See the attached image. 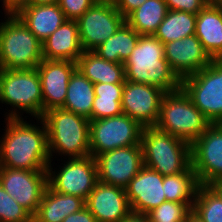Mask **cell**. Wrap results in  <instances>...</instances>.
Listing matches in <instances>:
<instances>
[{
	"instance_id": "9a60e30c",
	"label": "cell",
	"mask_w": 222,
	"mask_h": 222,
	"mask_svg": "<svg viewBox=\"0 0 222 222\" xmlns=\"http://www.w3.org/2000/svg\"><path fill=\"white\" fill-rule=\"evenodd\" d=\"M166 92L159 87L125 80L121 99L123 114L142 127L155 126Z\"/></svg>"
},
{
	"instance_id": "e575fe53",
	"label": "cell",
	"mask_w": 222,
	"mask_h": 222,
	"mask_svg": "<svg viewBox=\"0 0 222 222\" xmlns=\"http://www.w3.org/2000/svg\"><path fill=\"white\" fill-rule=\"evenodd\" d=\"M169 10L198 14L207 4L206 0H164Z\"/></svg>"
},
{
	"instance_id": "4dcf8cb0",
	"label": "cell",
	"mask_w": 222,
	"mask_h": 222,
	"mask_svg": "<svg viewBox=\"0 0 222 222\" xmlns=\"http://www.w3.org/2000/svg\"><path fill=\"white\" fill-rule=\"evenodd\" d=\"M192 209L186 203L164 201L147 213L151 222L186 221Z\"/></svg>"
},
{
	"instance_id": "8d00e7d4",
	"label": "cell",
	"mask_w": 222,
	"mask_h": 222,
	"mask_svg": "<svg viewBox=\"0 0 222 222\" xmlns=\"http://www.w3.org/2000/svg\"><path fill=\"white\" fill-rule=\"evenodd\" d=\"M146 0H118L116 9L126 18L132 11L142 5Z\"/></svg>"
},
{
	"instance_id": "60d3db41",
	"label": "cell",
	"mask_w": 222,
	"mask_h": 222,
	"mask_svg": "<svg viewBox=\"0 0 222 222\" xmlns=\"http://www.w3.org/2000/svg\"><path fill=\"white\" fill-rule=\"evenodd\" d=\"M222 200V180H218L208 185Z\"/></svg>"
},
{
	"instance_id": "ac0fdd59",
	"label": "cell",
	"mask_w": 222,
	"mask_h": 222,
	"mask_svg": "<svg viewBox=\"0 0 222 222\" xmlns=\"http://www.w3.org/2000/svg\"><path fill=\"white\" fill-rule=\"evenodd\" d=\"M97 222H120L132 210L124 188L100 181L85 201Z\"/></svg>"
},
{
	"instance_id": "f546056e",
	"label": "cell",
	"mask_w": 222,
	"mask_h": 222,
	"mask_svg": "<svg viewBox=\"0 0 222 222\" xmlns=\"http://www.w3.org/2000/svg\"><path fill=\"white\" fill-rule=\"evenodd\" d=\"M192 211L204 222H222V200L207 185L198 187Z\"/></svg>"
},
{
	"instance_id": "4fadbf2b",
	"label": "cell",
	"mask_w": 222,
	"mask_h": 222,
	"mask_svg": "<svg viewBox=\"0 0 222 222\" xmlns=\"http://www.w3.org/2000/svg\"><path fill=\"white\" fill-rule=\"evenodd\" d=\"M47 185V171L0 167V186L32 216L39 208Z\"/></svg>"
},
{
	"instance_id": "484cf974",
	"label": "cell",
	"mask_w": 222,
	"mask_h": 222,
	"mask_svg": "<svg viewBox=\"0 0 222 222\" xmlns=\"http://www.w3.org/2000/svg\"><path fill=\"white\" fill-rule=\"evenodd\" d=\"M138 34L126 21L116 33L93 50L99 57L113 63H124L138 43Z\"/></svg>"
},
{
	"instance_id": "83f0119b",
	"label": "cell",
	"mask_w": 222,
	"mask_h": 222,
	"mask_svg": "<svg viewBox=\"0 0 222 222\" xmlns=\"http://www.w3.org/2000/svg\"><path fill=\"white\" fill-rule=\"evenodd\" d=\"M199 186L200 183L192 165L184 172L164 176L166 201L186 203L191 209Z\"/></svg>"
},
{
	"instance_id": "3957f363",
	"label": "cell",
	"mask_w": 222,
	"mask_h": 222,
	"mask_svg": "<svg viewBox=\"0 0 222 222\" xmlns=\"http://www.w3.org/2000/svg\"><path fill=\"white\" fill-rule=\"evenodd\" d=\"M47 130L50 159L57 153L68 158L90 156V120L84 116L54 108L41 118Z\"/></svg>"
},
{
	"instance_id": "836d02e7",
	"label": "cell",
	"mask_w": 222,
	"mask_h": 222,
	"mask_svg": "<svg viewBox=\"0 0 222 222\" xmlns=\"http://www.w3.org/2000/svg\"><path fill=\"white\" fill-rule=\"evenodd\" d=\"M95 2L93 0H59L58 5L67 19L77 20Z\"/></svg>"
},
{
	"instance_id": "4316f807",
	"label": "cell",
	"mask_w": 222,
	"mask_h": 222,
	"mask_svg": "<svg viewBox=\"0 0 222 222\" xmlns=\"http://www.w3.org/2000/svg\"><path fill=\"white\" fill-rule=\"evenodd\" d=\"M168 10L164 0H146L125 21L140 35H154Z\"/></svg>"
},
{
	"instance_id": "ab89813d",
	"label": "cell",
	"mask_w": 222,
	"mask_h": 222,
	"mask_svg": "<svg viewBox=\"0 0 222 222\" xmlns=\"http://www.w3.org/2000/svg\"><path fill=\"white\" fill-rule=\"evenodd\" d=\"M120 222H151L147 214L131 212L124 217Z\"/></svg>"
},
{
	"instance_id": "ee69618b",
	"label": "cell",
	"mask_w": 222,
	"mask_h": 222,
	"mask_svg": "<svg viewBox=\"0 0 222 222\" xmlns=\"http://www.w3.org/2000/svg\"><path fill=\"white\" fill-rule=\"evenodd\" d=\"M95 3H107L115 5L118 0H93Z\"/></svg>"
},
{
	"instance_id": "e0dca14e",
	"label": "cell",
	"mask_w": 222,
	"mask_h": 222,
	"mask_svg": "<svg viewBox=\"0 0 222 222\" xmlns=\"http://www.w3.org/2000/svg\"><path fill=\"white\" fill-rule=\"evenodd\" d=\"M164 54L171 69L181 80L213 61L195 35L164 44Z\"/></svg>"
},
{
	"instance_id": "cb8c5ba5",
	"label": "cell",
	"mask_w": 222,
	"mask_h": 222,
	"mask_svg": "<svg viewBox=\"0 0 222 222\" xmlns=\"http://www.w3.org/2000/svg\"><path fill=\"white\" fill-rule=\"evenodd\" d=\"M77 69L95 83H125L123 63L109 62L93 51H84L77 60Z\"/></svg>"
},
{
	"instance_id": "ba28073f",
	"label": "cell",
	"mask_w": 222,
	"mask_h": 222,
	"mask_svg": "<svg viewBox=\"0 0 222 222\" xmlns=\"http://www.w3.org/2000/svg\"><path fill=\"white\" fill-rule=\"evenodd\" d=\"M181 87L211 124L222 120V59L184 77Z\"/></svg>"
},
{
	"instance_id": "b9f144b4",
	"label": "cell",
	"mask_w": 222,
	"mask_h": 222,
	"mask_svg": "<svg viewBox=\"0 0 222 222\" xmlns=\"http://www.w3.org/2000/svg\"><path fill=\"white\" fill-rule=\"evenodd\" d=\"M185 222H204L198 215H196L193 211H191L187 217Z\"/></svg>"
},
{
	"instance_id": "f35d334b",
	"label": "cell",
	"mask_w": 222,
	"mask_h": 222,
	"mask_svg": "<svg viewBox=\"0 0 222 222\" xmlns=\"http://www.w3.org/2000/svg\"><path fill=\"white\" fill-rule=\"evenodd\" d=\"M6 15H16L22 8L30 5V0H1Z\"/></svg>"
},
{
	"instance_id": "d4e9b609",
	"label": "cell",
	"mask_w": 222,
	"mask_h": 222,
	"mask_svg": "<svg viewBox=\"0 0 222 222\" xmlns=\"http://www.w3.org/2000/svg\"><path fill=\"white\" fill-rule=\"evenodd\" d=\"M94 98V84L76 68L70 76L62 109L84 116L91 121Z\"/></svg>"
},
{
	"instance_id": "5bb4252c",
	"label": "cell",
	"mask_w": 222,
	"mask_h": 222,
	"mask_svg": "<svg viewBox=\"0 0 222 222\" xmlns=\"http://www.w3.org/2000/svg\"><path fill=\"white\" fill-rule=\"evenodd\" d=\"M192 167L200 185L222 180V129L211 124L191 144Z\"/></svg>"
},
{
	"instance_id": "d6a6232c",
	"label": "cell",
	"mask_w": 222,
	"mask_h": 222,
	"mask_svg": "<svg viewBox=\"0 0 222 222\" xmlns=\"http://www.w3.org/2000/svg\"><path fill=\"white\" fill-rule=\"evenodd\" d=\"M121 99H107L95 96L91 111V120L122 114Z\"/></svg>"
},
{
	"instance_id": "6da1fadb",
	"label": "cell",
	"mask_w": 222,
	"mask_h": 222,
	"mask_svg": "<svg viewBox=\"0 0 222 222\" xmlns=\"http://www.w3.org/2000/svg\"><path fill=\"white\" fill-rule=\"evenodd\" d=\"M5 119L6 131L0 140V167L47 171L52 159L43 120L37 118L41 126H36L24 121V118Z\"/></svg>"
},
{
	"instance_id": "7a4b0ae2",
	"label": "cell",
	"mask_w": 222,
	"mask_h": 222,
	"mask_svg": "<svg viewBox=\"0 0 222 222\" xmlns=\"http://www.w3.org/2000/svg\"><path fill=\"white\" fill-rule=\"evenodd\" d=\"M123 64L127 81L153 85L165 92L181 88L182 80L165 59L164 44L153 35H140Z\"/></svg>"
},
{
	"instance_id": "603a6c76",
	"label": "cell",
	"mask_w": 222,
	"mask_h": 222,
	"mask_svg": "<svg viewBox=\"0 0 222 222\" xmlns=\"http://www.w3.org/2000/svg\"><path fill=\"white\" fill-rule=\"evenodd\" d=\"M85 207L83 198L61 194L47 185L33 222H62L66 216Z\"/></svg>"
},
{
	"instance_id": "8fae6325",
	"label": "cell",
	"mask_w": 222,
	"mask_h": 222,
	"mask_svg": "<svg viewBox=\"0 0 222 222\" xmlns=\"http://www.w3.org/2000/svg\"><path fill=\"white\" fill-rule=\"evenodd\" d=\"M79 38L84 51H93L125 22L113 4L94 3L77 20Z\"/></svg>"
},
{
	"instance_id": "2e32d148",
	"label": "cell",
	"mask_w": 222,
	"mask_h": 222,
	"mask_svg": "<svg viewBox=\"0 0 222 222\" xmlns=\"http://www.w3.org/2000/svg\"><path fill=\"white\" fill-rule=\"evenodd\" d=\"M36 68L42 88V115L51 109L62 108L67 95L68 82L77 68V63L43 59Z\"/></svg>"
},
{
	"instance_id": "7c38bea8",
	"label": "cell",
	"mask_w": 222,
	"mask_h": 222,
	"mask_svg": "<svg viewBox=\"0 0 222 222\" xmlns=\"http://www.w3.org/2000/svg\"><path fill=\"white\" fill-rule=\"evenodd\" d=\"M95 161L98 181L124 189L144 166L141 144L104 152Z\"/></svg>"
},
{
	"instance_id": "7402d4cb",
	"label": "cell",
	"mask_w": 222,
	"mask_h": 222,
	"mask_svg": "<svg viewBox=\"0 0 222 222\" xmlns=\"http://www.w3.org/2000/svg\"><path fill=\"white\" fill-rule=\"evenodd\" d=\"M195 36L213 60H221L222 9L208 3L197 14Z\"/></svg>"
},
{
	"instance_id": "5b68a950",
	"label": "cell",
	"mask_w": 222,
	"mask_h": 222,
	"mask_svg": "<svg viewBox=\"0 0 222 222\" xmlns=\"http://www.w3.org/2000/svg\"><path fill=\"white\" fill-rule=\"evenodd\" d=\"M210 125L182 87L164 94L156 128L191 145Z\"/></svg>"
},
{
	"instance_id": "277c9868",
	"label": "cell",
	"mask_w": 222,
	"mask_h": 222,
	"mask_svg": "<svg viewBox=\"0 0 222 222\" xmlns=\"http://www.w3.org/2000/svg\"><path fill=\"white\" fill-rule=\"evenodd\" d=\"M140 144L144 166L163 176L184 172L192 165L191 145L155 126L143 127Z\"/></svg>"
},
{
	"instance_id": "30bf717a",
	"label": "cell",
	"mask_w": 222,
	"mask_h": 222,
	"mask_svg": "<svg viewBox=\"0 0 222 222\" xmlns=\"http://www.w3.org/2000/svg\"><path fill=\"white\" fill-rule=\"evenodd\" d=\"M51 162L48 165V185L56 192L83 198L85 201L98 182L97 165L93 156L83 158H68L52 171Z\"/></svg>"
},
{
	"instance_id": "1f68e13d",
	"label": "cell",
	"mask_w": 222,
	"mask_h": 222,
	"mask_svg": "<svg viewBox=\"0 0 222 222\" xmlns=\"http://www.w3.org/2000/svg\"><path fill=\"white\" fill-rule=\"evenodd\" d=\"M0 222H33V216L0 186Z\"/></svg>"
},
{
	"instance_id": "52a82bcc",
	"label": "cell",
	"mask_w": 222,
	"mask_h": 222,
	"mask_svg": "<svg viewBox=\"0 0 222 222\" xmlns=\"http://www.w3.org/2000/svg\"><path fill=\"white\" fill-rule=\"evenodd\" d=\"M0 102L12 106L6 118H22L24 112L35 119L42 118L43 98L37 68L0 69Z\"/></svg>"
},
{
	"instance_id": "9c48e42d",
	"label": "cell",
	"mask_w": 222,
	"mask_h": 222,
	"mask_svg": "<svg viewBox=\"0 0 222 222\" xmlns=\"http://www.w3.org/2000/svg\"><path fill=\"white\" fill-rule=\"evenodd\" d=\"M143 127L126 114L90 121V155L140 145Z\"/></svg>"
},
{
	"instance_id": "7bdbcfd3",
	"label": "cell",
	"mask_w": 222,
	"mask_h": 222,
	"mask_svg": "<svg viewBox=\"0 0 222 222\" xmlns=\"http://www.w3.org/2000/svg\"><path fill=\"white\" fill-rule=\"evenodd\" d=\"M59 0H30V4L33 5H44V4H55Z\"/></svg>"
},
{
	"instance_id": "bcb514c9",
	"label": "cell",
	"mask_w": 222,
	"mask_h": 222,
	"mask_svg": "<svg viewBox=\"0 0 222 222\" xmlns=\"http://www.w3.org/2000/svg\"><path fill=\"white\" fill-rule=\"evenodd\" d=\"M222 129V120L216 123Z\"/></svg>"
},
{
	"instance_id": "f6af8a7d",
	"label": "cell",
	"mask_w": 222,
	"mask_h": 222,
	"mask_svg": "<svg viewBox=\"0 0 222 222\" xmlns=\"http://www.w3.org/2000/svg\"><path fill=\"white\" fill-rule=\"evenodd\" d=\"M211 4L222 9V0H213Z\"/></svg>"
},
{
	"instance_id": "f1b7e54d",
	"label": "cell",
	"mask_w": 222,
	"mask_h": 222,
	"mask_svg": "<svg viewBox=\"0 0 222 222\" xmlns=\"http://www.w3.org/2000/svg\"><path fill=\"white\" fill-rule=\"evenodd\" d=\"M196 18V14L168 10L167 15L153 36L163 44H166L175 40H181L190 35H195Z\"/></svg>"
},
{
	"instance_id": "ffe728a7",
	"label": "cell",
	"mask_w": 222,
	"mask_h": 222,
	"mask_svg": "<svg viewBox=\"0 0 222 222\" xmlns=\"http://www.w3.org/2000/svg\"><path fill=\"white\" fill-rule=\"evenodd\" d=\"M41 44L42 57L48 60H67L76 63L84 52L76 20H66Z\"/></svg>"
},
{
	"instance_id": "44dd1931",
	"label": "cell",
	"mask_w": 222,
	"mask_h": 222,
	"mask_svg": "<svg viewBox=\"0 0 222 222\" xmlns=\"http://www.w3.org/2000/svg\"><path fill=\"white\" fill-rule=\"evenodd\" d=\"M16 15L41 43L68 20L58 3L30 4L22 8Z\"/></svg>"
},
{
	"instance_id": "d6986e66",
	"label": "cell",
	"mask_w": 222,
	"mask_h": 222,
	"mask_svg": "<svg viewBox=\"0 0 222 222\" xmlns=\"http://www.w3.org/2000/svg\"><path fill=\"white\" fill-rule=\"evenodd\" d=\"M163 181V175L143 166L125 188L132 212L147 214L166 201Z\"/></svg>"
},
{
	"instance_id": "8992f818",
	"label": "cell",
	"mask_w": 222,
	"mask_h": 222,
	"mask_svg": "<svg viewBox=\"0 0 222 222\" xmlns=\"http://www.w3.org/2000/svg\"><path fill=\"white\" fill-rule=\"evenodd\" d=\"M0 22V69H35L43 60L42 44L17 15Z\"/></svg>"
},
{
	"instance_id": "74e56055",
	"label": "cell",
	"mask_w": 222,
	"mask_h": 222,
	"mask_svg": "<svg viewBox=\"0 0 222 222\" xmlns=\"http://www.w3.org/2000/svg\"><path fill=\"white\" fill-rule=\"evenodd\" d=\"M62 222H97V220L85 206L80 211L66 216Z\"/></svg>"
},
{
	"instance_id": "d590c367",
	"label": "cell",
	"mask_w": 222,
	"mask_h": 222,
	"mask_svg": "<svg viewBox=\"0 0 222 222\" xmlns=\"http://www.w3.org/2000/svg\"><path fill=\"white\" fill-rule=\"evenodd\" d=\"M124 83H95V96L107 99H122Z\"/></svg>"
}]
</instances>
